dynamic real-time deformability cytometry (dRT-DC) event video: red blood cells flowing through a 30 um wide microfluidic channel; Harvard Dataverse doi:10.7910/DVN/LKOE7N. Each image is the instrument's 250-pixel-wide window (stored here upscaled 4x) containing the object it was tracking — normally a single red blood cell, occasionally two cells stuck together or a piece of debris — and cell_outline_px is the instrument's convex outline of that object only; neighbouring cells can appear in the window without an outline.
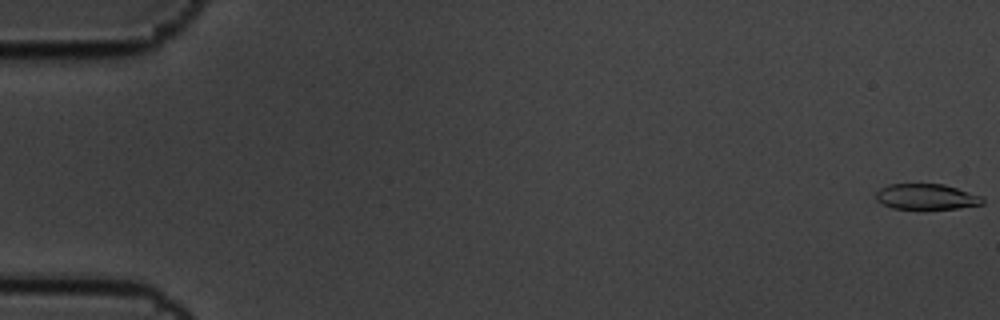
{"species": "common noctule bat (a hibernating species)", "species_latin": "Nyctalus noctula", "temperature_condition": "cold", "stored_images_in_passage": 5, "camera_frame_rate_fps": 3000, "um_per_image_px": 0.085, "animal": {"sex": "male", "body_mass_g": 19.5, "forearm_length_mm": 54.6}, "frame": {"image": 1, "passage_image": 1, "time_ms": 0.0, "image_size_px": [1000, 320], "cell_outline_px": [[984, 204], [956, 208], [924, 212], [892, 208], [876, 200], [876, 192], [880, 188], [888, 184], [944, 184], [984, 196]], "centroid_in_image_um": [78.76, 16.76], "position_along_channel_um": 6.2, "area_um2": 16.76}}